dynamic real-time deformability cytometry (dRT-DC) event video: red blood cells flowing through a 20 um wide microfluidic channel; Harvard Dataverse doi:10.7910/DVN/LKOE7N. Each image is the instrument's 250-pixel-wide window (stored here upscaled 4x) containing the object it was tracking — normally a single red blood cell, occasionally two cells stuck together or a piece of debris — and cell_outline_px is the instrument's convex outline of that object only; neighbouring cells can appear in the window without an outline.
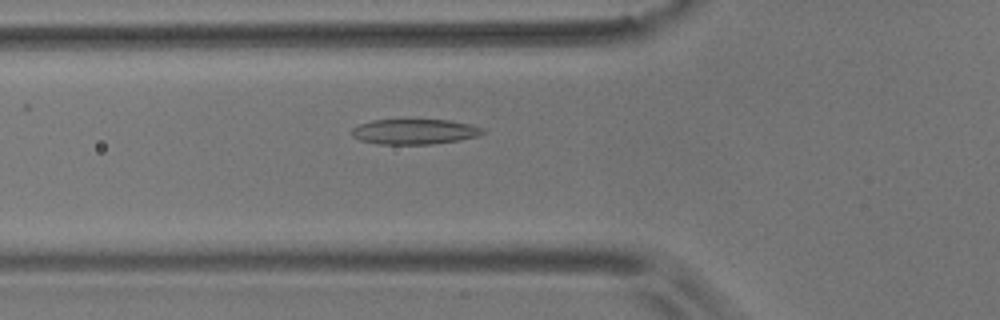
{"species": "common noctule bat (a hibernating species)", "species_latin": "Nyctalus noctula", "temperature_condition": "room temperature", "stored_images_in_passage": 38, "camera_frame_rate_fps": 3000, "um_per_image_px": 0.085, "animal": {"sex": "male", "body_mass_g": 17.9}, "frame": {"image": 1, "passage_image": 2, "time_ms": 0.333, "image_size_px": [1000, 320], "cell_outline_px": [[484, 132], [480, 136], [460, 140], [432, 144], [376, 144], [360, 140], [352, 136], [352, 128], [360, 124], [372, 120], [448, 120], [468, 124], [484, 128]], "centroid_in_image_um": [35.24, 11.2], "position_along_channel_um": 90.6, "area_um2": 19.25}}
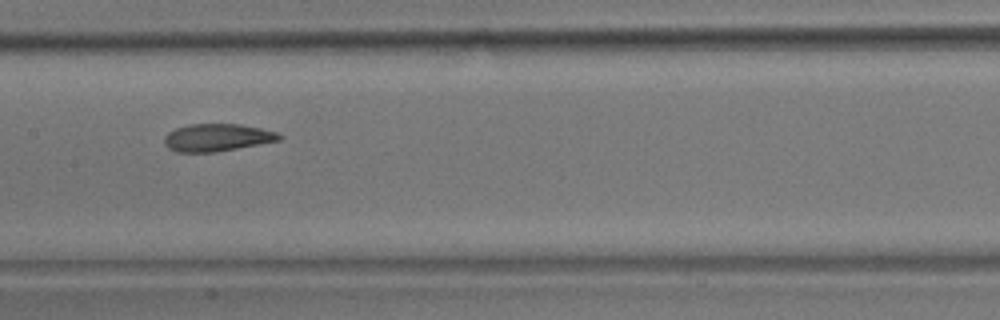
{"frame": {"image": 2, "passage_image": 10, "time_ms": 3.0, "image_size_px": [1000, 320], "cell_outline_px": [[284, 136], [280, 140], [260, 144], [216, 152], [176, 152], [168, 148], [164, 144], [164, 136], [168, 132], [176, 128], [192, 124], [240, 124], [260, 128], [276, 132]], "centroid_in_image_um": [18.44, 11.69], "position_along_channel_um": 189.0, "area_um2": 18.44}}
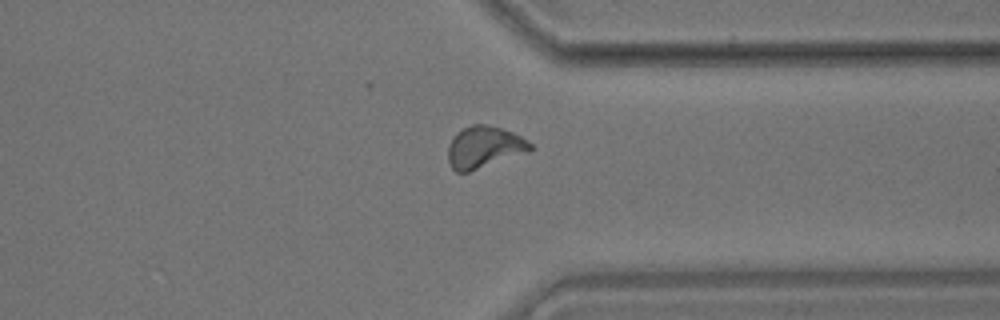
{"frame": {"image": 3, "passage_image": 25, "time_ms": 8.0, "image_size_px": [1000, 320], "cell_outline_px": [[536, 148], [528, 152], [468, 172], [456, 172], [452, 168], [448, 160], [448, 144], [456, 132], [472, 124], [484, 124], [500, 128], [512, 132], [520, 136], [532, 144]], "centroid_in_image_um": [41.15, 12.51], "position_along_channel_um": 370.3, "area_um2": 20.0}}